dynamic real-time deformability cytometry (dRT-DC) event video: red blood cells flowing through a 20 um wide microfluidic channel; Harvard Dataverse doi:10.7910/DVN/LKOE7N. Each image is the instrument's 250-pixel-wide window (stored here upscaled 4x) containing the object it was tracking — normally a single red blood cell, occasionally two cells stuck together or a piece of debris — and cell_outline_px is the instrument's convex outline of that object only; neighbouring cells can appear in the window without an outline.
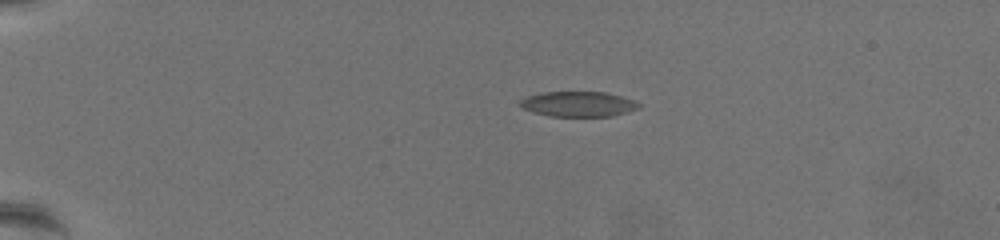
{"species": "common noctule bat (a hibernating species)", "species_latin": "Nyctalus noctula", "temperature_condition": "warm", "stored_images_in_passage": 49, "camera_frame_rate_fps": 3000, "um_per_image_px": 0.085, "animal": {"sex": "female", "body_mass_g": 19.5, "forearm_length_mm": 54.1}, "frame": {"image": 1, "passage_image": 1, "time_ms": 0.0, "image_size_px": [1000, 240], "cell_outline_px": [[640, 108], [628, 112], [612, 116], [548, 116], [520, 108], [520, 100], [528, 96], [544, 92], [604, 92], [620, 96], [632, 100], [640, 104]], "centroid_in_image_um": [49.14, 8.85], "position_along_channel_um": 35.9, "area_um2": 17.34}}
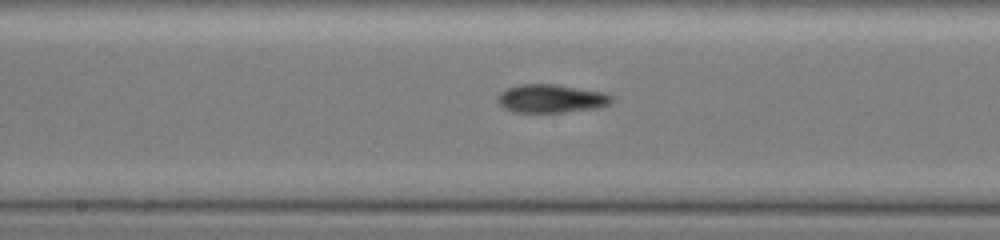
{"frame": {"image": 2, "passage_image": 22, "time_ms": 7.0, "image_size_px": [1000, 240], "cell_outline_px": [[612, 100], [608, 104], [592, 108], [560, 112], [512, 112], [504, 108], [496, 100], [496, 96], [500, 92], [508, 88], [524, 84], [552, 84], [608, 92], [612, 96]], "centroid_in_image_um": [46.81, 8.37], "position_along_channel_um": 201.4, "area_um2": 18.67}}
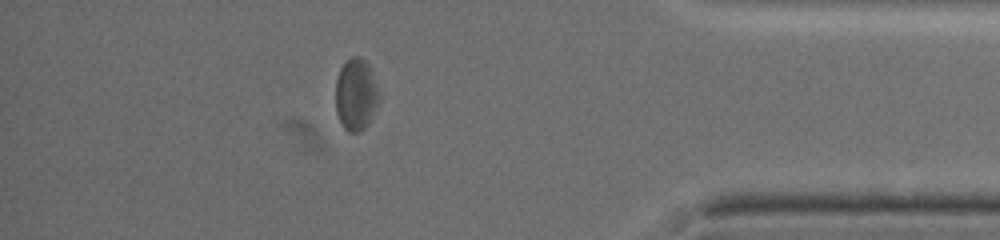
{"frame": {"image": 3, "passage_image": 42, "time_ms": 13.667, "image_size_px": [1000, 240], "cell_outline_px": [[380, 100], [368, 124], [360, 132], [348, 132], [344, 128], [336, 112], [336, 80], [340, 68], [344, 60], [352, 56], [360, 56], [368, 64], [380, 96]], "centroid_in_image_um": [30.24, 8.02], "position_along_channel_um": 405.0, "area_um2": 18.26}, "authors_computed_cell_mechanics": {"area_um2": 18.4382, "velocity_mm_per_s": 3.4643, "shape_relaxation_time_tau1_ms": null, "shape_relaxation_time_tau2_ms": 4.3263, "deformation_change_tau1": null, "deformation_change_tau2": 0.1212}}